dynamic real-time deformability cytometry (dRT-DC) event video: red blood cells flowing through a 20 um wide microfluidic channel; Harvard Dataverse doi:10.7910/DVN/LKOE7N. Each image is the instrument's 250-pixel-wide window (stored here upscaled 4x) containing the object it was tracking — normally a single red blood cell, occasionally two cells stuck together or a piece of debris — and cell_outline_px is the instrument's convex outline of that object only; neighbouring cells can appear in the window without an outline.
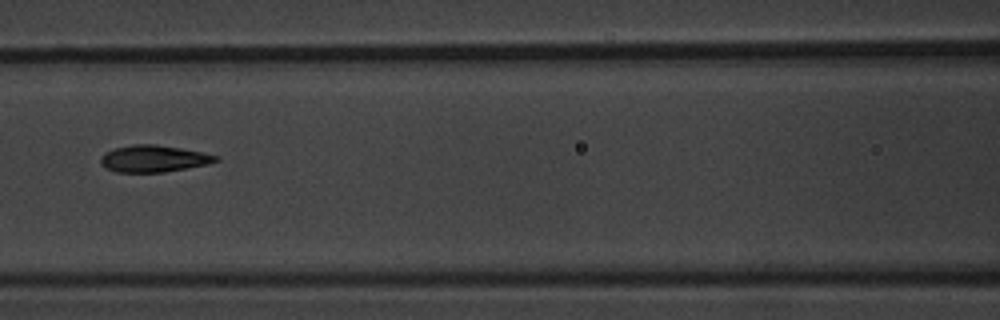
{"species": "common noctule bat (a hibernating species)", "species_latin": "Nyctalus noctula", "temperature_condition": "warm", "stored_images_in_passage": 9, "camera_frame_rate_fps": 3000, "um_per_image_px": 0.085, "animal": {"sex": "male", "body_mass_g": 20.1, "forearm_length_mm": 53.5}, "frame": {"image": 1, "passage_image": 6, "time_ms": 7.0, "image_size_px": [1000, 320], "cell_outline_px": [[220, 160], [208, 164], [164, 172], [116, 172], [104, 168], [100, 164], [100, 160], [104, 152], [116, 148], [132, 144], [156, 144], [180, 148], [220, 156]], "centroid_in_image_um": [13.04, 13.49], "position_along_channel_um": 153.6, "area_um2": 18.03}}
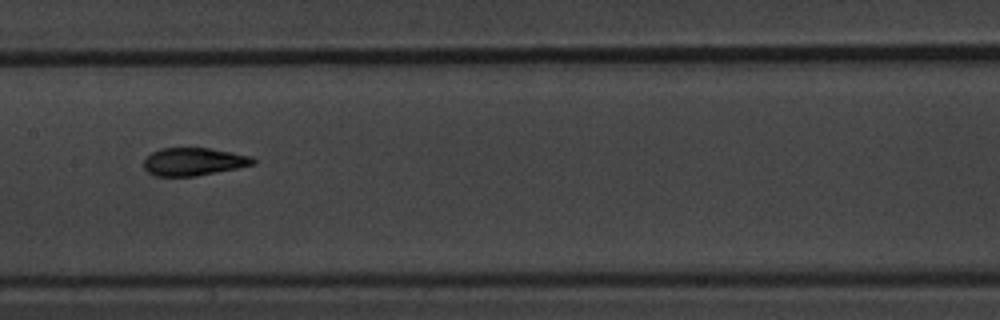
{"frame": {"image": 2, "passage_image": 7, "time_ms": 8.0, "image_size_px": [1000, 320], "cell_outline_px": [[256, 164], [196, 176], [156, 176], [148, 172], [144, 168], [144, 160], [152, 152], [160, 148], [212, 148], [252, 156], [256, 160]], "centroid_in_image_um": [16.48, 13.73], "position_along_channel_um": 190.9, "area_um2": 17.74}}
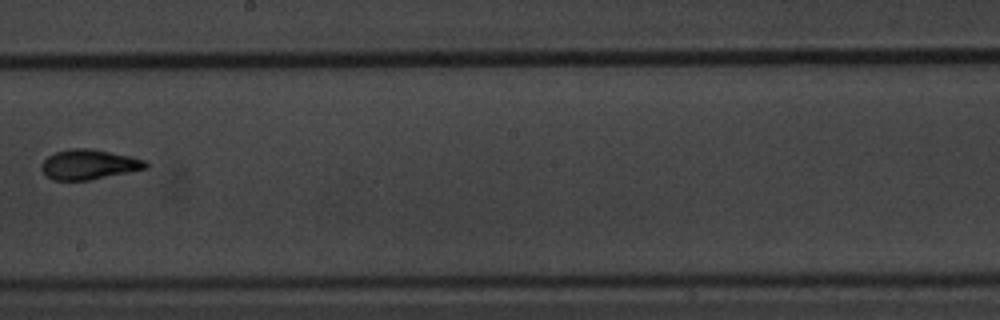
{"frame": {"image": 3, "passage_image": 8, "time_ms": 9.333, "image_size_px": [1000, 320], "cell_outline_px": [[148, 168], [92, 180], [52, 180], [44, 176], [40, 168], [40, 164], [48, 156], [56, 152], [68, 148], [92, 148], [132, 156], [144, 160], [148, 164]], "centroid_in_image_um": [7.53, 13.98], "position_along_channel_um": 240.7, "area_um2": 18.55}}